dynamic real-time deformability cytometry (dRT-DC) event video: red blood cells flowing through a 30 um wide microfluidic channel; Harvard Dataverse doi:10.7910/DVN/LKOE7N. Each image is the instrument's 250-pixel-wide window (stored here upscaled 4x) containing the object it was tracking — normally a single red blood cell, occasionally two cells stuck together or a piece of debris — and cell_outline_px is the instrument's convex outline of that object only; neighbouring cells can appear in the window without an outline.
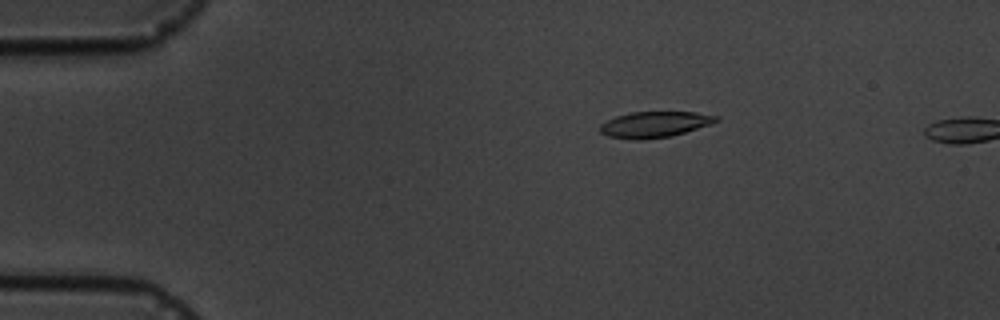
{"species": "common noctule bat (a hibernating species)", "species_latin": "Nyctalus noctula", "temperature_condition": "cold", "stored_images_in_passage": 5, "camera_frame_rate_fps": 3000, "um_per_image_px": 0.085, "animal": {"sex": "male", "body_mass_g": 19.5, "forearm_length_mm": 54.6}, "frame": {"image": 1, "passage_image": 3, "time_ms": 2.0, "image_size_px": [1000, 320], "cell_outline_px": [[720, 120], [672, 136], [640, 140], [636, 140], [608, 136], [600, 132], [600, 124], [616, 116], [632, 112], [696, 112], [720, 116]], "centroid_in_image_um": [55.63, 10.57], "position_along_channel_um": 29.4, "area_um2": 17.4}}